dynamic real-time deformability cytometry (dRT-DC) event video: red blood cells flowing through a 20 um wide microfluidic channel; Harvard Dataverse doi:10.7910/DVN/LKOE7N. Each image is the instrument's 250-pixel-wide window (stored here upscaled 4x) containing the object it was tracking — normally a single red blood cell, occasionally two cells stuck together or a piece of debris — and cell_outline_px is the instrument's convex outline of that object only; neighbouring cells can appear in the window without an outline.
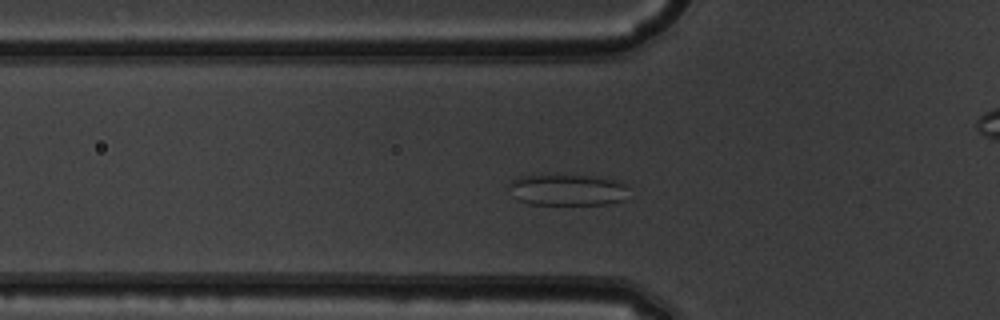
{"species": "common noctule bat (a hibernating species)", "species_latin": "Nyctalus noctula", "temperature_condition": "warm", "stored_images_in_passage": 40, "camera_frame_rate_fps": 3000, "um_per_image_px": 0.085, "animal": {"sex": "male", "body_mass_g": 19.5, "forearm_length_mm": 54.6}, "frame": {"image": 1, "passage_image": 11, "time_ms": 3.333, "image_size_px": [1000, 320], "cell_outline_px": [[628, 184], [624, 200], [608, 204], [528, 204], [512, 196], [508, 188], [512, 180], [516, 176], [588, 176], [612, 180]], "centroid_in_image_um": [48.2, 16.16], "position_along_channel_um": 77.6, "area_um2": 21.56}}
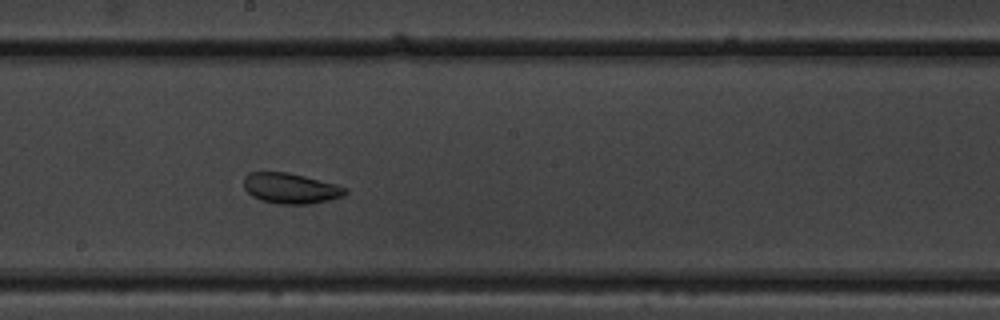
{"frame": {"image": 2, "passage_image": 22, "time_ms": 7.0, "image_size_px": [1000, 320], "cell_outline_px": [[348, 192], [344, 196], [328, 200], [308, 204], [276, 204], [260, 200], [252, 196], [244, 188], [244, 176], [248, 172], [288, 172], [336, 184], [348, 188]], "centroid_in_image_um": [24.7, 16.01], "position_along_channel_um": 223.5, "area_um2": 18.15}}
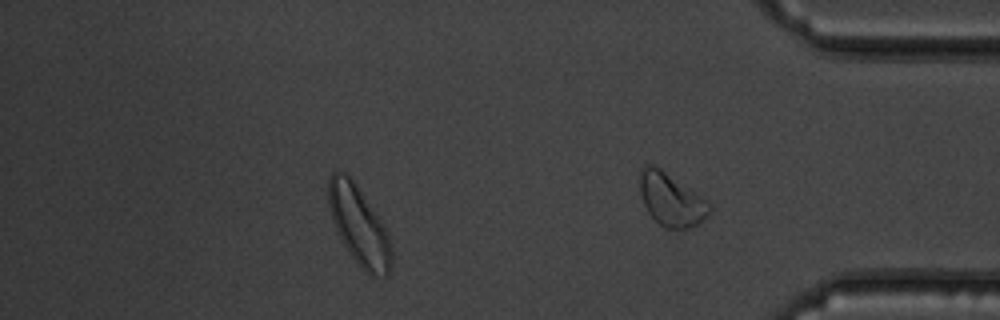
{"frame": {"image": 3, "passage_image": 34, "time_ms": 11.0, "image_size_px": [1000, 320], "cell_outline_px": [[392, 268], [388, 276], [368, 276], [364, 272], [352, 256], [344, 244], [336, 228], [328, 204], [328, 180], [332, 172], [336, 168], [344, 172], [356, 184], [388, 232], [392, 244]], "centroid_in_image_um": [30.54, 19.21], "position_along_channel_um": 404.7, "area_um2": 28.9}, "authors_computed_cell_mechanics": {"area_um2": 20.3456, "velocity_mm_per_s": 3.9843, "shape_relaxation_time_tau1_ms": 3.6002, "shape_relaxation_time_tau2_ms": 1.3002, "deformation_change_tau1": 0.0669, "deformation_change_tau2": 0.0682}}